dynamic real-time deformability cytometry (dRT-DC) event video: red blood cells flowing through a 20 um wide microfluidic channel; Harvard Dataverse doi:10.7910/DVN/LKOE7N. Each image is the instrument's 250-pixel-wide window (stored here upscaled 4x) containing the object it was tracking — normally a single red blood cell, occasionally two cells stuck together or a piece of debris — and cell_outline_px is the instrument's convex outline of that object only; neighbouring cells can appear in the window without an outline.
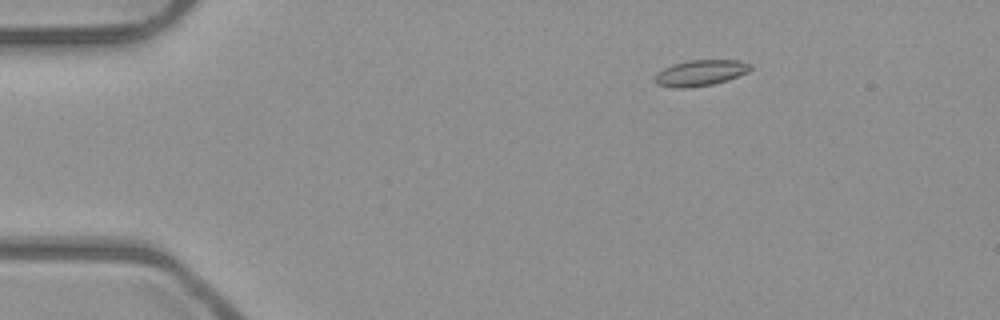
{"species": "common noctule bat (a hibernating species)", "species_latin": "Nyctalus noctula", "temperature_condition": "room temperature", "stored_images_in_passage": 4, "camera_frame_rate_fps": 3000, "um_per_image_px": 0.085, "animal": {"sex": "male", "body_mass_g": 23.1, "forearm_length_mm": 52.7}, "frame": {"image": 1, "passage_image": 2, "time_ms": 0.333, "image_size_px": [1000, 320], "cell_outline_px": [[752, 68], [748, 72], [728, 80], [712, 84], [688, 88], [676, 88], [656, 84], [656, 76], [664, 68], [672, 64], [688, 60], [736, 60], [748, 64]], "centroid_in_image_um": [59.54, 6.2], "position_along_channel_um": 25.5, "area_um2": 14.22}}